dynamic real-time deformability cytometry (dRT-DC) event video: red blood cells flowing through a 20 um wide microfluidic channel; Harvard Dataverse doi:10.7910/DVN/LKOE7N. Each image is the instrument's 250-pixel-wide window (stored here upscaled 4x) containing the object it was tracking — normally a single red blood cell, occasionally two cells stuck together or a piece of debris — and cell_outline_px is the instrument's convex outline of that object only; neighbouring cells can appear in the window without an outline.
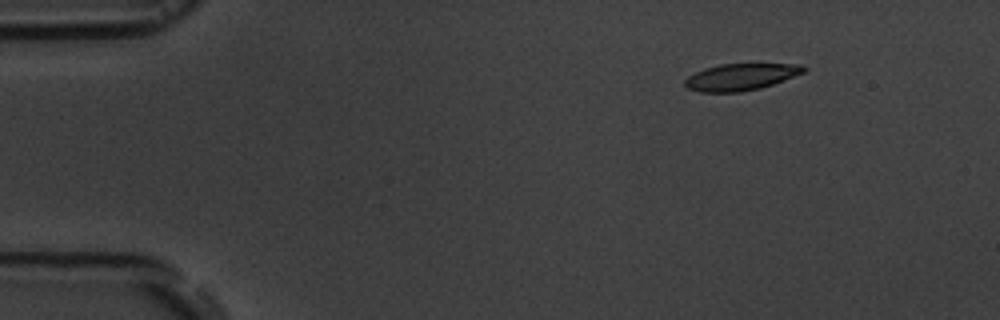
{"species": "common noctule bat (a hibernating species)", "species_latin": "Nyctalus noctula", "temperature_condition": "room temperature", "stored_images_in_passage": 6, "camera_frame_rate_fps": 3000, "um_per_image_px": 0.085, "animal": {"sex": "male", "body_mass_g": 19.5, "forearm_length_mm": 54.6}, "frame": {"image": 1, "passage_image": 2, "time_ms": 1.333, "image_size_px": [1000, 320], "cell_outline_px": [[808, 68], [804, 72], [772, 84], [760, 88], [740, 92], [700, 92], [688, 88], [684, 84], [684, 80], [688, 76], [704, 68], [720, 64], [800, 64]], "centroid_in_image_um": [62.94, 6.54], "position_along_channel_um": 22.1, "area_um2": 18.38}}
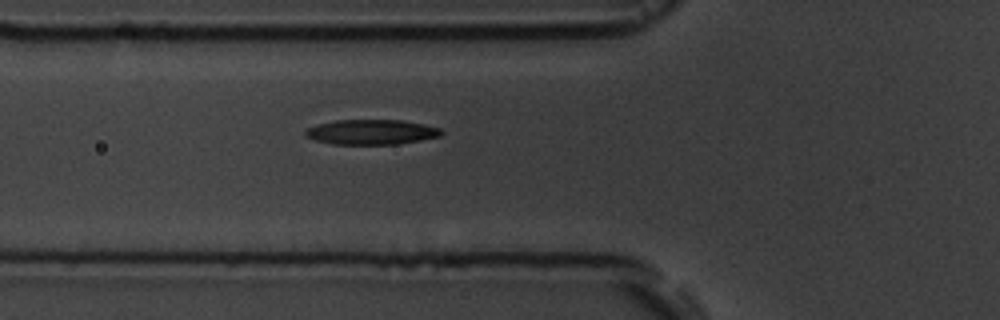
{"frame": {"image": 2, "passage_image": 6, "time_ms": 5.667, "image_size_px": [1000, 320], "cell_outline_px": [[444, 132], [440, 136], [420, 140], [396, 144], [332, 144], [316, 140], [304, 136], [304, 132], [308, 128], [316, 124], [336, 120], [400, 120], [424, 124], [440, 128]], "centroid_in_image_um": [31.55, 11.22], "position_along_channel_um": 94.2, "area_um2": 19.77}}